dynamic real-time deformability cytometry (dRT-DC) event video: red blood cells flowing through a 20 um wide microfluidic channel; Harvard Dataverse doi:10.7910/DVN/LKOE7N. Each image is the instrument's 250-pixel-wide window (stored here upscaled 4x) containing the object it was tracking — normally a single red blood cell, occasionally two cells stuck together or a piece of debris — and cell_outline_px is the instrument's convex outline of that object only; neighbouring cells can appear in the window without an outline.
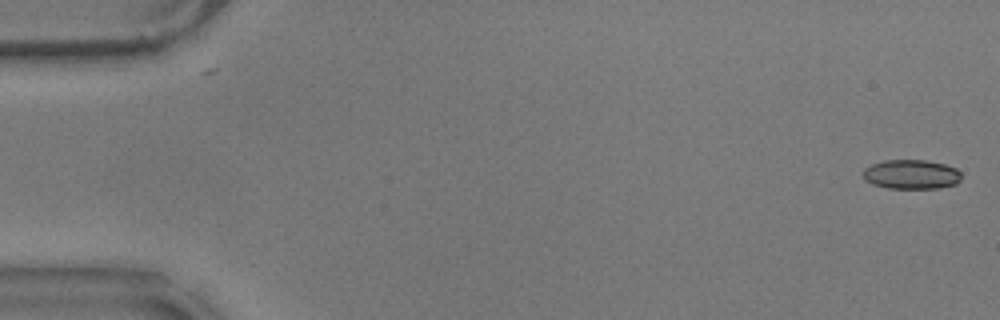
{"species": "common noctule bat (a hibernating species)", "species_latin": "Nyctalus noctula", "temperature_condition": "warm", "stored_images_in_passage": 57, "camera_frame_rate_fps": 3000, "um_per_image_px": 0.085, "animal": {"sex": "male", "body_mass_g": 17.9}, "frame": {"image": 1, "passage_image": 1, "time_ms": 0.0, "image_size_px": [1000, 320], "cell_outline_px": [[960, 180], [956, 184], [940, 188], [888, 188], [872, 184], [864, 180], [864, 168], [872, 164], [884, 160], [924, 160], [944, 164], [956, 168], [960, 172]], "centroid_in_image_um": [77.46, 14.82], "position_along_channel_um": 7.5, "area_um2": 16.82}}
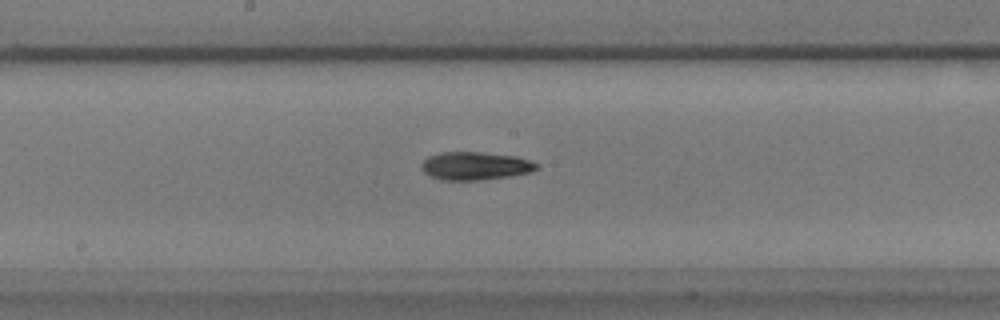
{"frame": {"image": 2, "passage_image": 30, "time_ms": 9.667, "image_size_px": [1000, 320], "cell_outline_px": [[540, 164], [532, 172], [508, 176], [480, 180], [440, 180], [424, 172], [420, 168], [420, 164], [428, 156], [440, 152], [480, 152], [516, 156]], "centroid_in_image_um": [40.36, 14.1], "position_along_channel_um": 207.8, "area_um2": 18.84}}
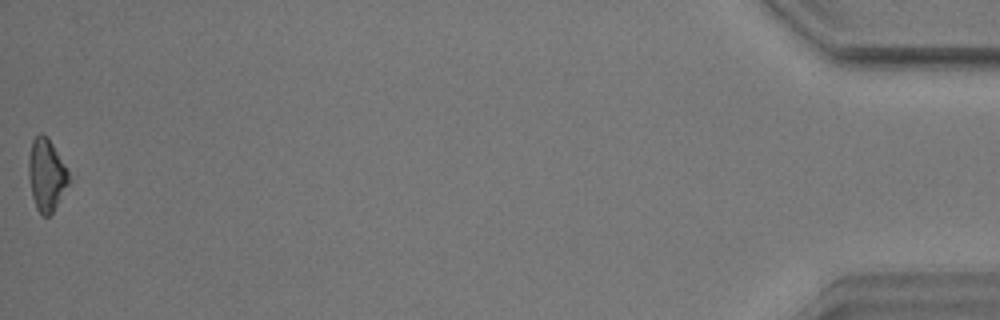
{"frame": {"image": 3, "passage_image": 57, "time_ms": 18.667, "image_size_px": [1000, 320], "cell_outline_px": [[72, 180], [52, 212], [48, 216], [40, 216], [36, 208], [32, 196], [28, 176], [28, 156], [32, 140], [40, 132], [48, 136], [68, 172]], "centroid_in_image_um": [3.94, 14.87], "position_along_channel_um": 431.3, "area_um2": 17.11}, "authors_computed_cell_mechanics": {"area_um2": 17.9758, "velocity_mm_per_s": 3.5588, "shape_relaxation_time_tau1_ms": 7.8521, "shape_relaxation_time_tau2_ms": null, "deformation_change_tau1": 0.2097, "deformation_change_tau2": null}}